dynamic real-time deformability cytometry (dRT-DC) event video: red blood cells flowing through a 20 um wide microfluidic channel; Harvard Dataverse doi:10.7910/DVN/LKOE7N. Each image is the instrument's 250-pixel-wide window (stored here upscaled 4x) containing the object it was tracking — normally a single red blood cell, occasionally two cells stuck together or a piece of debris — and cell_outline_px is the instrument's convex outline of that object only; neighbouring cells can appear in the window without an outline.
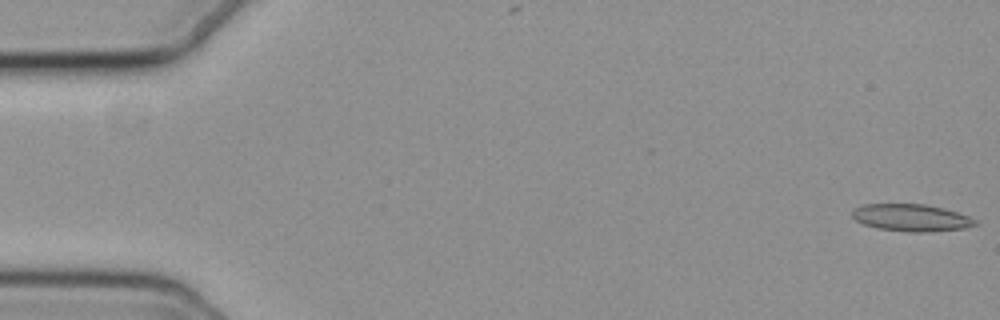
{"species": "common noctule bat (a hibernating species)", "species_latin": "Nyctalus noctula", "temperature_condition": "cold", "stored_images_in_passage": 17, "camera_frame_rate_fps": 3000, "um_per_image_px": 0.085, "animal": {"sex": "female", "body_mass_g": 19.3, "forearm_length_mm": 54.1}, "frame": {"image": 1, "passage_image": 1, "time_ms": 0.0, "image_size_px": [1000, 320], "cell_outline_px": [[976, 224], [964, 228], [920, 232], [912, 232], [880, 228], [864, 224], [856, 220], [852, 216], [852, 212], [860, 204], [924, 204], [956, 212], [968, 216], [976, 220]], "centroid_in_image_um": [77.42, 18.49], "position_along_channel_um": 7.6, "area_um2": 18.96}}